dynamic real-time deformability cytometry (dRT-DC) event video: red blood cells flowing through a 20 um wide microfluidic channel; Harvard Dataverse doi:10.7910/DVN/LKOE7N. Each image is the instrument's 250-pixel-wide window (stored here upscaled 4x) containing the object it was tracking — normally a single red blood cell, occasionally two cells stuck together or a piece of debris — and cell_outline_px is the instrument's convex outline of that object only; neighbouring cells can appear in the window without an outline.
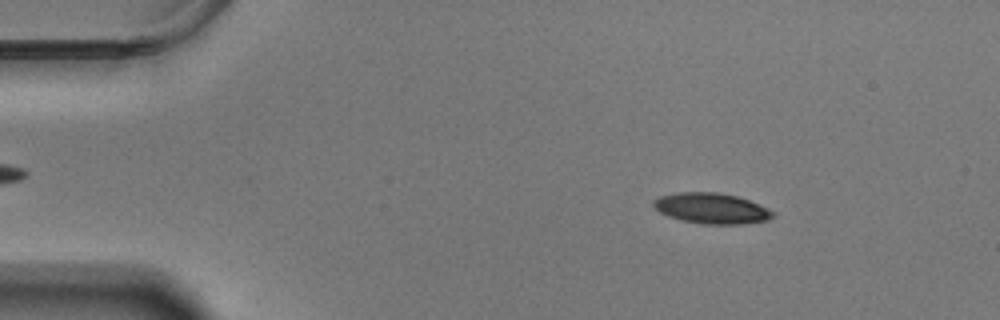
{"species": "Egyptian fruit bat (a non-hibernating species)", "species_latin": "Rousettus aegyptiacus", "temperature_condition": "warm", "stored_images_in_passage": 50, "camera_frame_rate_fps": 3000, "um_per_image_px": 0.085, "animal": {"sex": "male"}, "frame": {"image": 1, "passage_image": 1, "time_ms": 0.0, "image_size_px": [1000, 320], "cell_outline_px": [[772, 216], [768, 220], [740, 224], [704, 224], [680, 220], [668, 216], [660, 212], [652, 204], [652, 200], [660, 196], [680, 192], [716, 192], [736, 196], [748, 200], [768, 208], [772, 212]], "centroid_in_image_um": [60.44, 17.71], "position_along_channel_um": 24.6, "area_um2": 21.1}}
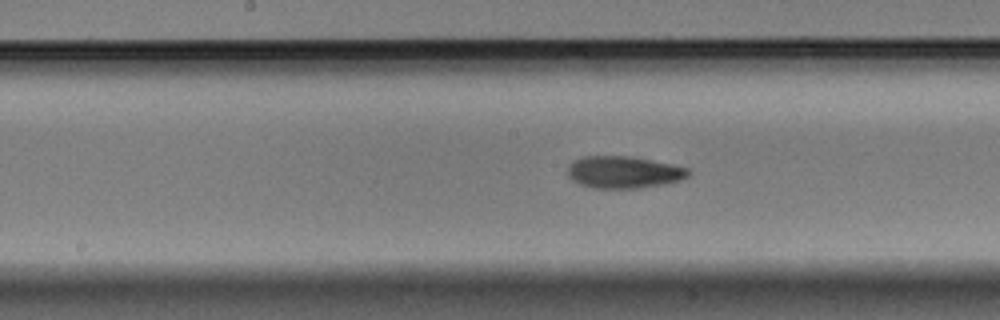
{"frame": {"image": 2, "passage_image": 22, "time_ms": 7.0, "image_size_px": [1000, 320], "cell_outline_px": [[688, 176], [680, 180], [664, 184], [640, 188], [596, 188], [580, 184], [572, 180], [568, 176], [568, 164], [584, 156], [628, 156], [672, 164], [688, 168]], "centroid_in_image_um": [53.0, 14.64], "position_along_channel_um": 195.2, "area_um2": 22.37}}
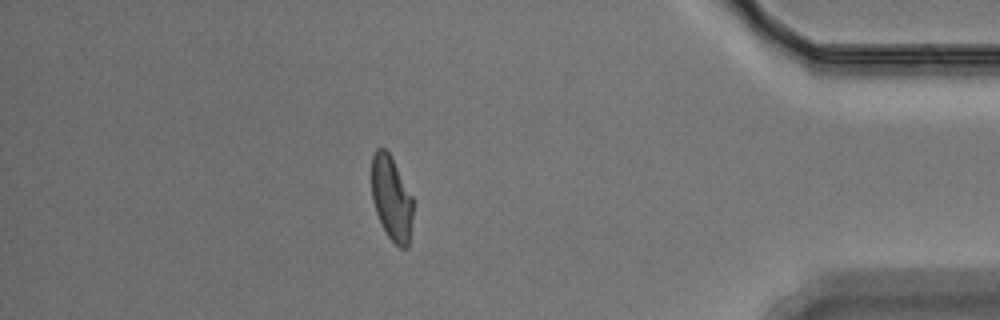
{"frame": {"image": 3, "passage_image": 43, "time_ms": 14.0, "image_size_px": [1000, 320], "cell_outline_px": [[412, 216], [408, 248], [400, 248], [388, 236], [376, 212], [372, 200], [372, 156], [376, 148], [384, 148], [388, 152], [412, 196]], "centroid_in_image_um": [33.27, 16.86], "position_along_channel_um": 401.9, "area_um2": 19.94}, "authors_computed_cell_mechanics": {"area_um2": 21.6461, "velocity_mm_per_s": 3.4998, "shape_relaxation_time_tau1_ms": 2.7783, "shape_relaxation_time_tau2_ms": 2.6869, "deformation_change_tau1": 0.1678, "deformation_change_tau2": 0.0946}}